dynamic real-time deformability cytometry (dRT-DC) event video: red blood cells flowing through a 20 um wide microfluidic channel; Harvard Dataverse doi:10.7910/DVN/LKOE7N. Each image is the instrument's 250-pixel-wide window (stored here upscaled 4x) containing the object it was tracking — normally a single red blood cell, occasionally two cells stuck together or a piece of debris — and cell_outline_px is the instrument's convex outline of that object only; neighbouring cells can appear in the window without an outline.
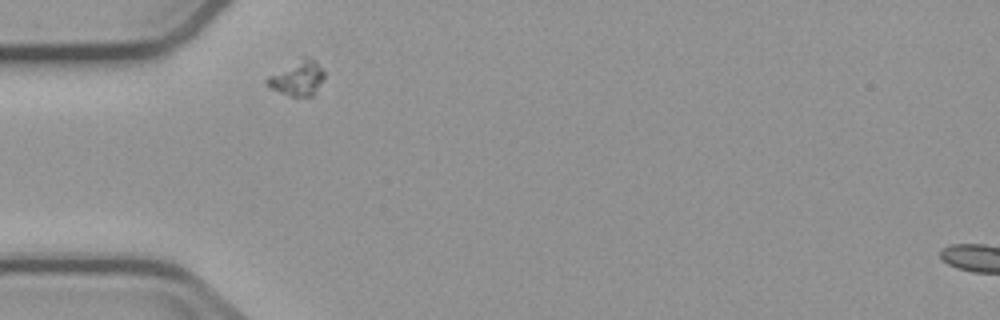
{"species": "common noctule bat (a hibernating species)", "species_latin": "Nyctalus noctula", "temperature_condition": "cold", "stored_images_in_passage": 3, "camera_frame_rate_fps": 3000, "um_per_image_px": 0.085, "animal": {"sex": "male", "body_mass_g": 23.1, "forearm_length_mm": 52.7}, "frame": {"image": 1, "passage_image": 1, "time_ms": 0.0, "image_size_px": [1000, 320], "cell_outline_px": [[324, 76], [312, 96], [292, 96], [268, 88], [264, 84], [264, 80], [268, 76], [300, 56], [304, 56], [316, 60], [324, 72]], "centroid_in_image_um": [25.23, 6.61], "position_along_channel_um": 59.8, "area_um2": 11.79}}
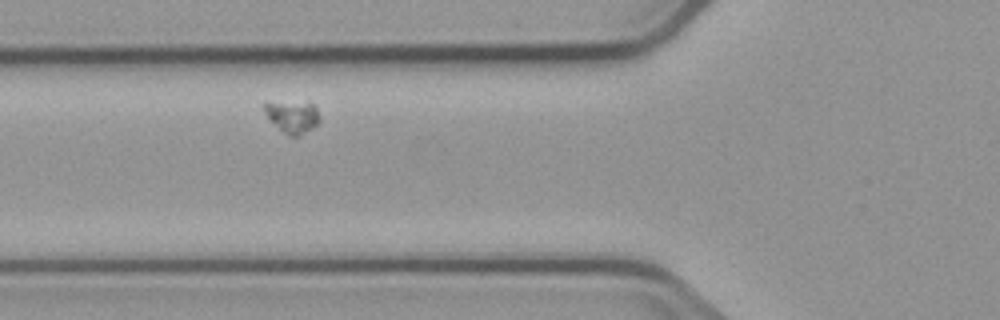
{"frame": {"image": 2, "passage_image": 2, "time_ms": 1.333, "image_size_px": [1000, 320], "cell_outline_px": [[320, 120], [312, 128], [300, 136], [288, 136], [264, 112], [260, 104], [264, 100], [308, 100], [316, 108], [320, 116]], "centroid_in_image_um": [24.82, 9.81], "position_along_channel_um": 101.0, "area_um2": 11.04}}
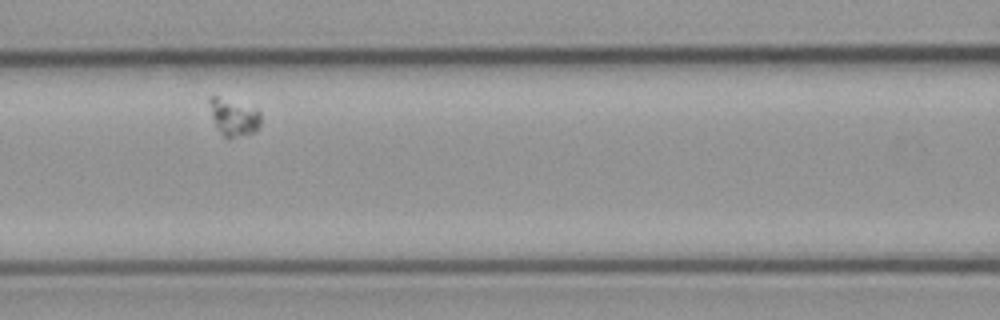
{"frame": {"image": 3, "passage_image": 3, "time_ms": 2.667, "image_size_px": [1000, 320], "cell_outline_px": [[260, 124], [252, 132], [228, 140], [220, 132], [212, 116], [208, 100], [212, 96], [216, 96], [256, 108], [260, 112]], "centroid_in_image_um": [19.86, 9.97], "position_along_channel_um": 146.7, "area_um2": 10.87}}